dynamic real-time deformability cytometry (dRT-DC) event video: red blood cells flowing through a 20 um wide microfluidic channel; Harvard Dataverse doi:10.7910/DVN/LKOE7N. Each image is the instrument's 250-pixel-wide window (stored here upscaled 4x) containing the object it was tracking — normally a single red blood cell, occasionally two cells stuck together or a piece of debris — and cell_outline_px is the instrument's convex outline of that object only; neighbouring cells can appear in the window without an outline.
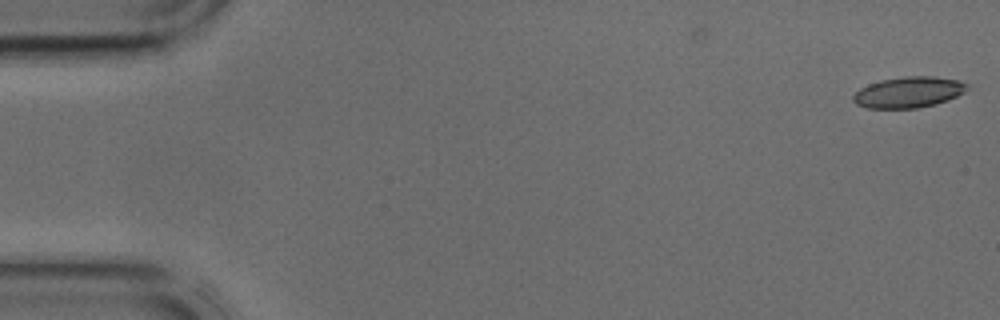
{"species": "common noctule bat (a hibernating species)", "species_latin": "Nyctalus noctula", "temperature_condition": "cold", "stored_images_in_passage": 2, "camera_frame_rate_fps": 3000, "um_per_image_px": 0.085, "animal": {"sex": "male", "body_mass_g": 17.9, "forearm_length_mm": 54.2}, "frame": {"image": 1, "passage_image": 2, "time_ms": 0.333, "image_size_px": [1000, 320], "cell_outline_px": [[968, 88], [964, 92], [948, 100], [936, 104], [916, 108], [868, 108], [856, 104], [852, 100], [852, 96], [860, 88], [868, 84], [880, 80], [904, 76], [932, 76], [960, 80], [968, 84]], "centroid_in_image_um": [77.23, 7.83], "position_along_channel_um": 7.8, "area_um2": 20.63}}